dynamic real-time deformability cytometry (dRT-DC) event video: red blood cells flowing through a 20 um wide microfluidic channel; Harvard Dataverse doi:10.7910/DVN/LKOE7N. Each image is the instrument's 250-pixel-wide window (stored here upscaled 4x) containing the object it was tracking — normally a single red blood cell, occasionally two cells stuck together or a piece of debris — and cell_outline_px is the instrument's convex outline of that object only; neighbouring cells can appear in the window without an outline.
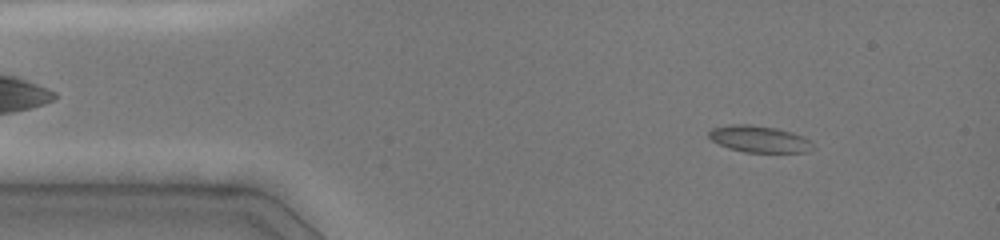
{"species": "common noctule bat (a hibernating species)", "species_latin": "Nyctalus noctula", "temperature_condition": "cold", "stored_images_in_passage": 18, "camera_frame_rate_fps": 3000, "um_per_image_px": 0.085, "animal": {"sex": "female", "body_mass_g": 19.0, "forearm_length_mm": 51.5}, "frame": {"image": 1, "passage_image": 3, "time_ms": 1.333, "image_size_px": [1000, 240], "cell_outline_px": [[816, 148], [804, 152], [744, 152], [728, 148], [712, 140], [708, 136], [708, 132], [712, 128], [732, 124], [752, 124], [776, 128], [792, 132], [804, 136], [812, 140]], "centroid_in_image_um": [64.58, 11.81], "position_along_channel_um": 20.4, "area_um2": 16.36}}
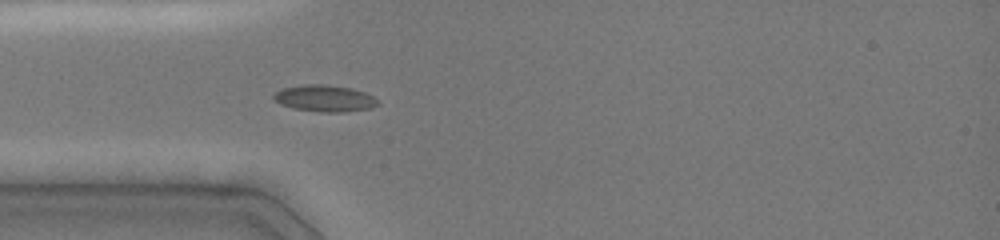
{"frame": {"image": 2, "passage_image": 8, "time_ms": 4.0, "image_size_px": [1000, 240], "cell_outline_px": [[380, 104], [372, 108], [344, 112], [320, 112], [292, 108], [280, 104], [272, 100], [272, 96], [280, 88], [304, 84], [324, 84], [352, 88], [364, 92], [372, 96]], "centroid_in_image_um": [27.55, 8.36], "position_along_channel_um": 57.4, "area_um2": 16.36}}
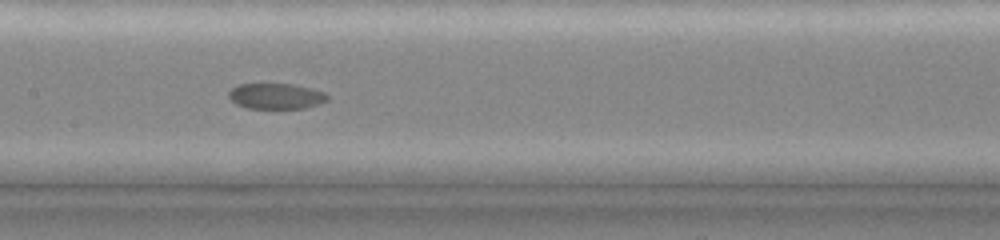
{"frame": {"image": 3, "passage_image": 14, "time_ms": 7.333, "image_size_px": [1000, 240], "cell_outline_px": [[328, 100], [320, 104], [304, 108], [248, 108], [236, 104], [228, 96], [228, 92], [236, 84], [292, 84], [324, 92], [328, 96]], "centroid_in_image_um": [23.44, 8.17], "position_along_channel_um": 184.0, "area_um2": 14.68}}